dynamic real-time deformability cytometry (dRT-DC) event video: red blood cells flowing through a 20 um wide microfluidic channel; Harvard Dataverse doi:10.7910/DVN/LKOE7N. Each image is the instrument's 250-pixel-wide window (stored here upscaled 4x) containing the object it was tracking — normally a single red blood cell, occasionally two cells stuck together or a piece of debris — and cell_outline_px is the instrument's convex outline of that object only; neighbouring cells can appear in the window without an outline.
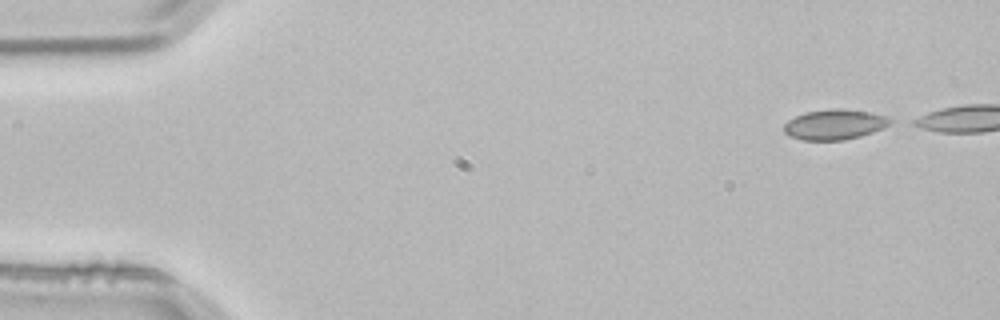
{"species": "common noctule bat (a hibernating species)", "species_latin": "Nyctalus noctula", "temperature_condition": "room temperature", "stored_images_in_passage": 4, "camera_frame_rate_fps": 3000, "um_per_image_px": 0.085, "animal": {"sex": "male", "body_mass_g": 21.5, "forearm_length_mm": 52.0}, "frame": {"image": 1, "passage_image": 1, "time_ms": 0.0, "image_size_px": [1000, 320], "cell_outline_px": [[896, 120], [892, 124], [884, 128], [860, 136], [844, 140], [800, 140], [788, 136], [784, 132], [784, 124], [788, 120], [804, 112], [836, 108], [840, 108], [868, 112], [888, 116]], "centroid_in_image_um": [70.97, 10.58], "position_along_channel_um": 14.0, "area_um2": 18.96}}
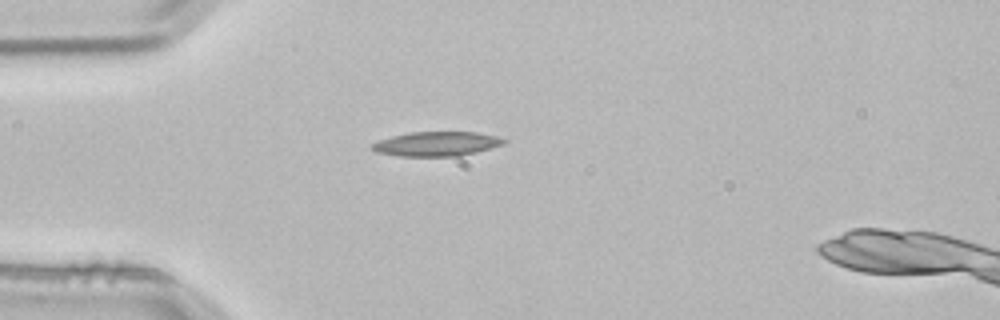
{"frame": {"image": 2, "passage_image": 4, "time_ms": 1.0, "image_size_px": [1000, 320], "cell_outline_px": [[508, 140], [504, 144], [476, 152], [460, 156], [400, 156], [376, 152], [372, 148], [372, 144], [380, 140], [392, 136], [408, 132], [476, 132], [496, 136]], "centroid_in_image_um": [37.13, 12.22], "position_along_channel_um": 47.9, "area_um2": 18.67}}